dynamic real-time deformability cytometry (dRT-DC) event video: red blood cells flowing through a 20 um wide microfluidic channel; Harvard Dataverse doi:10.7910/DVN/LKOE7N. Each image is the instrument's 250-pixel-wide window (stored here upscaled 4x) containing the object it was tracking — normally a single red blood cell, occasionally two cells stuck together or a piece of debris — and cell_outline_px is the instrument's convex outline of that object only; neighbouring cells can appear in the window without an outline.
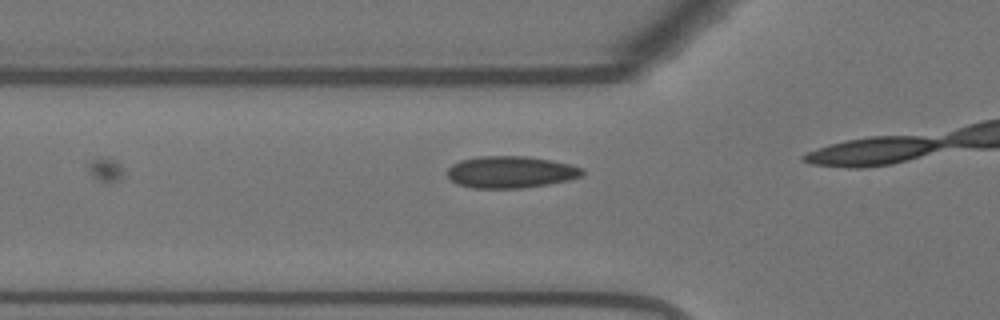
{"species": "Egyptian fruit bat (a non-hibernating species)", "species_latin": "Rousettus aegyptiacus", "temperature_condition": "warm", "stored_images_in_passage": 6, "camera_frame_rate_fps": 3000, "um_per_image_px": 0.085, "animal": {"sex": "female"}, "frame": {"image": 1, "passage_image": 2, "time_ms": 0.333, "image_size_px": [1000, 320], "cell_outline_px": [[584, 172], [580, 176], [568, 180], [548, 184], [520, 188], [472, 188], [456, 184], [448, 176], [448, 168], [452, 164], [460, 160], [480, 156], [528, 156], [552, 160], [572, 164], [584, 168]], "centroid_in_image_um": [43.42, 14.62], "position_along_channel_um": 82.4, "area_um2": 25.2}}
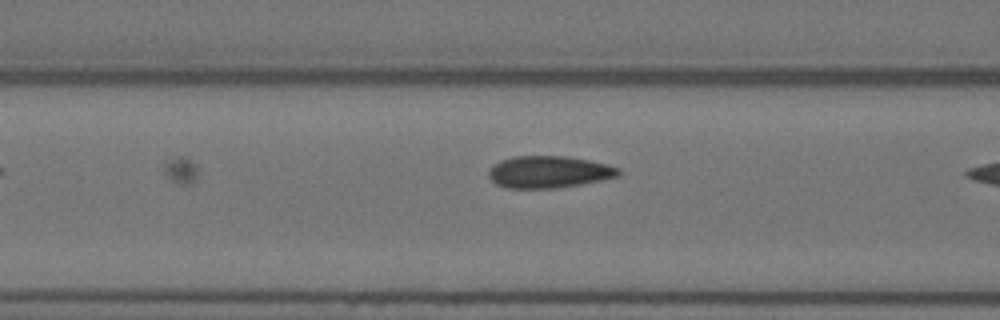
{"frame": {"image": 2, "passage_image": 5, "time_ms": 1.333, "image_size_px": [1000, 320], "cell_outline_px": [[620, 176], [580, 184], [556, 188], [508, 188], [496, 184], [488, 176], [488, 172], [500, 160], [512, 156], [568, 156], [608, 164], [620, 168]], "centroid_in_image_um": [46.67, 14.61], "position_along_channel_um": 119.9, "area_um2": 24.16}}